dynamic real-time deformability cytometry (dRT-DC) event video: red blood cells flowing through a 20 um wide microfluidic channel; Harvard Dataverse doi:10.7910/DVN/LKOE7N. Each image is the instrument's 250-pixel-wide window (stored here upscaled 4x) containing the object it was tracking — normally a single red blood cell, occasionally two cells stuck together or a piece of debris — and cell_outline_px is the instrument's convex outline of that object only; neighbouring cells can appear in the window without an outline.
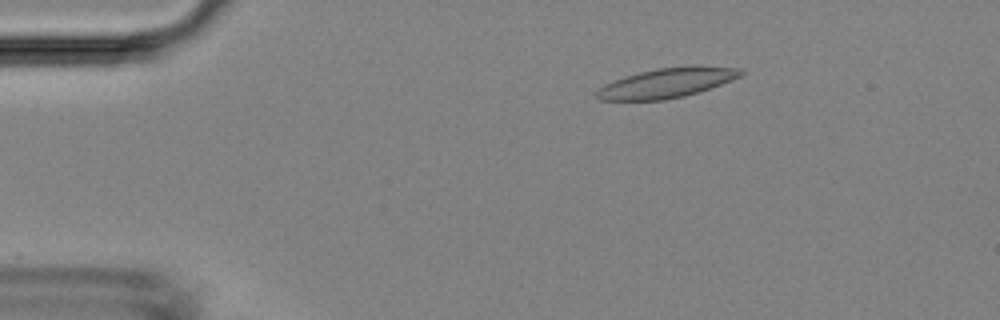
{"species": "Egyptian fruit bat (a non-hibernating species)", "species_latin": "Rousettus aegyptiacus", "temperature_condition": "room temperature", "stored_images_in_passage": 8, "camera_frame_rate_fps": 3000, "um_per_image_px": 0.085, "animal": {"sex": "female"}, "frame": {"image": 1, "passage_image": 3, "time_ms": 2.333, "image_size_px": [1000, 320], "cell_outline_px": [[748, 72], [732, 80], [684, 96], [664, 100], [600, 100], [596, 96], [596, 92], [604, 84], [624, 76], [656, 68], [740, 68]], "centroid_in_image_um": [56.6, 7.08], "position_along_channel_um": 28.4, "area_um2": 23.93}}
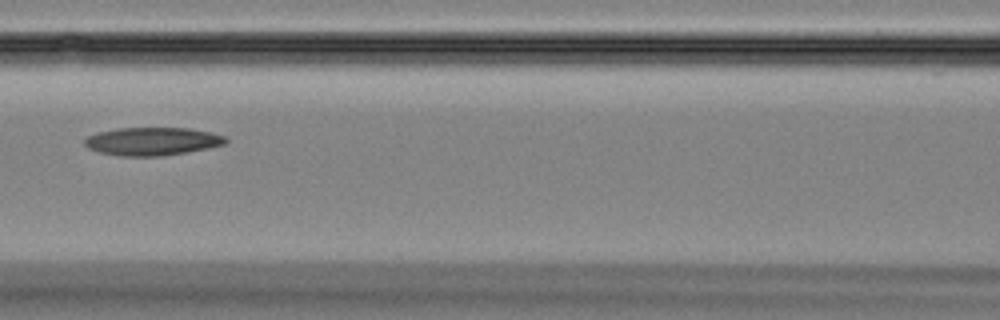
{"frame": {"image": 2, "passage_image": 7, "time_ms": 7.0, "image_size_px": [1000, 320], "cell_outline_px": [[228, 140], [224, 144], [208, 148], [188, 152], [164, 156], [116, 156], [100, 152], [88, 148], [84, 144], [84, 140], [88, 136], [100, 132], [120, 128], [188, 128], [212, 132], [224, 136]], "centroid_in_image_um": [12.96, 12.02], "position_along_channel_um": 153.6, "area_um2": 23.06}}
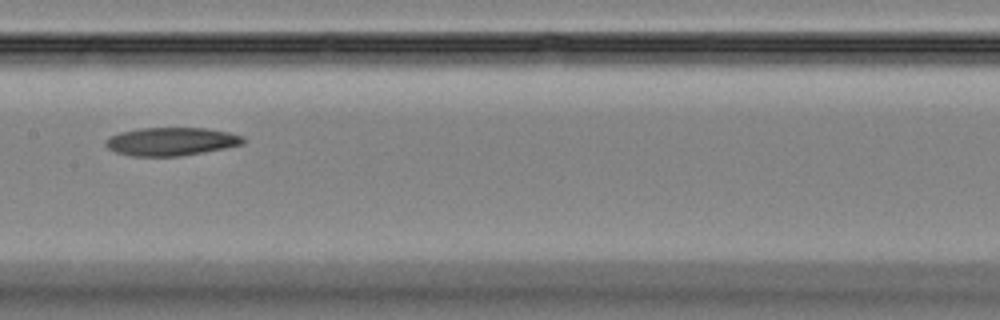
{"frame": {"image": 3, "passage_image": 8, "time_ms": 8.0, "image_size_px": [1000, 320], "cell_outline_px": [[244, 144], [204, 152], [180, 156], [132, 156], [116, 152], [108, 148], [104, 144], [104, 140], [108, 136], [120, 132], [140, 128], [204, 128], [228, 132], [244, 136]], "centroid_in_image_um": [14.52, 12.02], "position_along_channel_um": 192.9, "area_um2": 22.66}}